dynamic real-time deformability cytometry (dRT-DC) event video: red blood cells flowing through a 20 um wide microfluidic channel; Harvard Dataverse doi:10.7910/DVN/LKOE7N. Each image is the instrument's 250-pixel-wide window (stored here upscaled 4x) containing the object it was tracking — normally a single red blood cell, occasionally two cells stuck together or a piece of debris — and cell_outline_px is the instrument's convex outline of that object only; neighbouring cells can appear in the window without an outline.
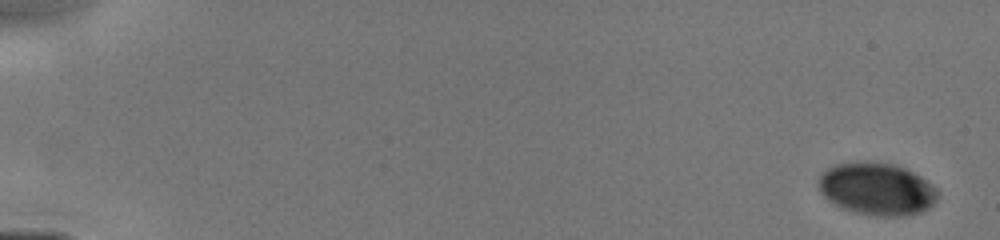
{"species": "human", "species_latin": "Homo sapiens", "temperature_condition": "cold", "stored_images_in_passage": 8, "camera_frame_rate_fps": 3000, "um_per_image_px": 0.085, "donor": {"sex": "male"}, "frame": {"image": 1, "passage_image": 1, "time_ms": 0.0, "image_size_px": [1000, 240], "cell_outline_px": [[936, 200], [928, 208], [920, 212], [904, 216], [868, 216], [852, 212], [840, 208], [828, 200], [820, 192], [820, 176], [828, 168], [836, 164], [896, 164], [920, 176], [932, 184], [936, 188]], "centroid_in_image_um": [74.54, 16.12], "position_along_channel_um": 10.5, "area_um2": 35.72}}
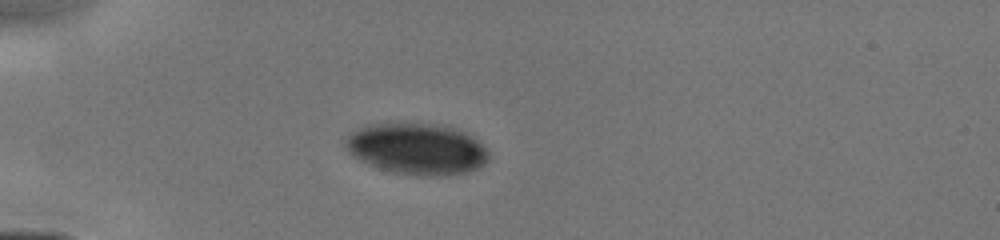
{"frame": {"image": 2, "passage_image": 6, "time_ms": 4.333, "image_size_px": [1000, 240], "cell_outline_px": [[488, 160], [484, 164], [468, 172], [396, 172], [380, 168], [368, 164], [352, 156], [348, 152], [344, 144], [344, 140], [352, 132], [368, 124], [432, 124], [456, 128], [464, 132], [476, 140], [488, 152]], "centroid_in_image_um": [35.37, 12.6], "position_along_channel_um": 49.6, "area_um2": 41.04}}